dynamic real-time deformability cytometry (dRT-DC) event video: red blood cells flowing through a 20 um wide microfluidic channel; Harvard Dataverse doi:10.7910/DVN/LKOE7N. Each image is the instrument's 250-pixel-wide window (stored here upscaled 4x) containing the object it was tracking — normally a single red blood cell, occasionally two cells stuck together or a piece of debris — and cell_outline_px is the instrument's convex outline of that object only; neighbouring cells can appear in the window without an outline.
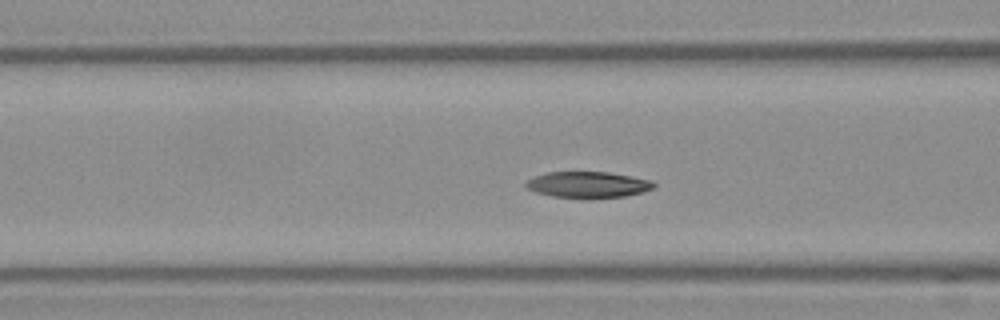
{"species": "Egyptian fruit bat (a non-hibernating species)", "species_latin": "Rousettus aegyptiacus", "temperature_condition": "warm", "stored_images_in_passage": 42, "camera_frame_rate_fps": 3000, "um_per_image_px": 0.085, "frame": {"image": 1, "passage_image": 15, "time_ms": 4.667, "image_size_px": [1000, 320], "cell_outline_px": [[656, 184], [652, 188], [640, 192], [624, 196], [584, 200], [552, 196], [536, 192], [528, 188], [524, 184], [528, 180], [536, 176], [548, 172], [608, 172], [652, 180]], "centroid_in_image_um": [49.96, 15.72], "position_along_channel_um": 116.6, "area_um2": 19.65}}
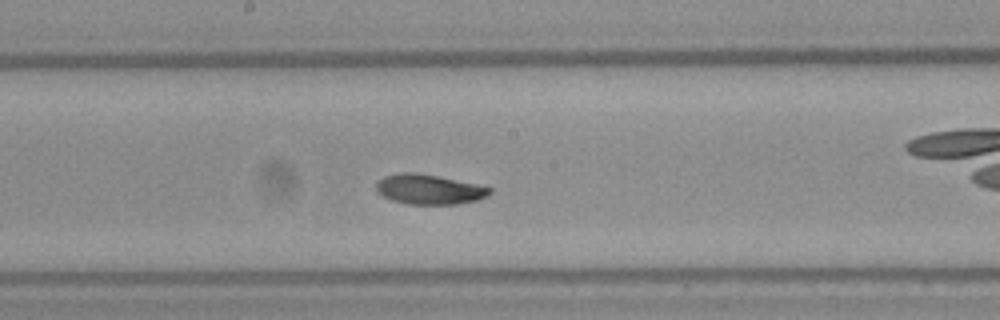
{"frame": {"image": 2, "passage_image": 21, "time_ms": 6.667, "image_size_px": [1000, 320], "cell_outline_px": [[492, 192], [488, 196], [476, 200], [456, 204], [408, 204], [392, 200], [376, 192], [376, 180], [384, 176], [400, 172], [412, 172], [436, 176], [476, 184], [492, 188]], "centroid_in_image_um": [36.44, 16.09], "position_along_channel_um": 211.8, "area_um2": 19.71}}
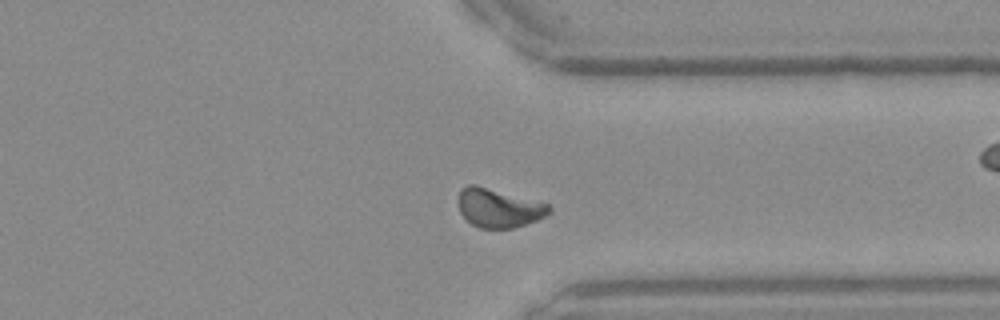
{"frame": {"image": 3, "passage_image": 31, "time_ms": 10.0, "image_size_px": [1000, 320], "cell_outline_px": [[552, 212], [548, 216], [512, 228], [480, 228], [472, 224], [460, 212], [456, 200], [460, 188], [468, 184], [476, 184], [548, 204], [552, 208]], "centroid_in_image_um": [42.36, 17.66], "position_along_channel_um": 369.0, "area_um2": 20.69}}